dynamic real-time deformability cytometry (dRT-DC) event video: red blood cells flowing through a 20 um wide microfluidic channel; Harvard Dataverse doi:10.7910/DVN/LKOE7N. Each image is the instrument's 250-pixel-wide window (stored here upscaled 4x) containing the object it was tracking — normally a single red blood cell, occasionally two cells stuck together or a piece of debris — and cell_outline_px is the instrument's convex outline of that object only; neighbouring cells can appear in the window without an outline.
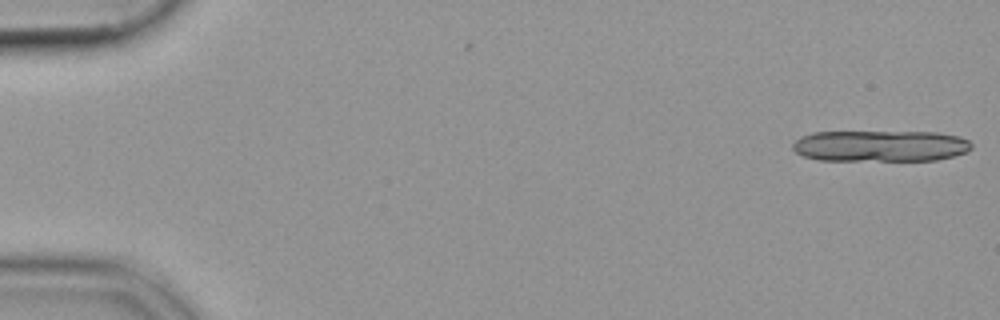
{"species": "common noctule bat (a hibernating species)", "species_latin": "Nyctalus noctula", "temperature_condition": "cold", "stored_images_in_passage": 13, "camera_frame_rate_fps": 3000, "um_per_image_px": 0.085, "animal": {"sex": "female", "body_mass_g": 19.9}, "frame": {"image": 1, "passage_image": 1, "time_ms": 0.0, "image_size_px": [1000, 320], "cell_outline_px": [[972, 148], [968, 152], [936, 160], [820, 160], [804, 156], [796, 152], [792, 148], [792, 144], [800, 136], [812, 132], [940, 132], [960, 136], [968, 140], [972, 144]], "centroid_in_image_um": [74.85, 12.4], "position_along_channel_um": 10.1, "area_um2": 32.77}}